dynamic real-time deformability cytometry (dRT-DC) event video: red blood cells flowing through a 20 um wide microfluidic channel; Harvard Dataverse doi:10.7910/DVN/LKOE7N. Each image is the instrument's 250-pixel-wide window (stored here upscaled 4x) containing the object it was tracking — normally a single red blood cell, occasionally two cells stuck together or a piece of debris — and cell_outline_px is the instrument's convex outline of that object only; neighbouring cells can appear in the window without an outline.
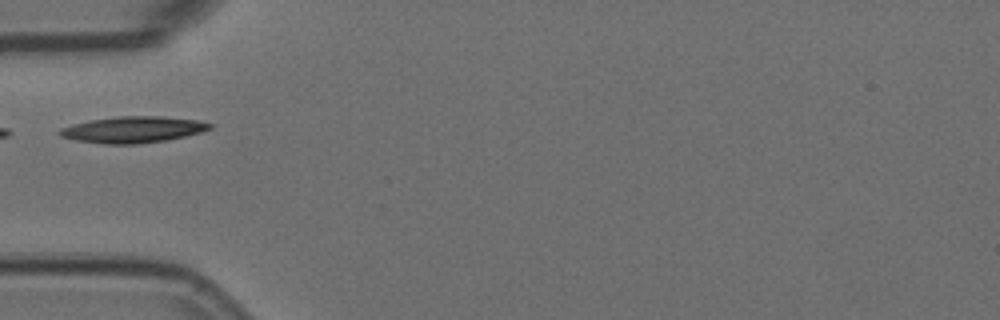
{"species": "Egyptian fruit bat (a non-hibernating species)", "species_latin": "Rousettus aegyptiacus", "temperature_condition": "room temperature", "stored_images_in_passage": 1, "camera_frame_rate_fps": 3000, "um_per_image_px": 0.085, "animal": {"sex": "female"}, "frame": {"image": 1, "passage_image": 1, "time_ms": 0.0, "image_size_px": [1000, 320], "cell_outline_px": [[212, 128], [200, 132], [168, 140], [136, 144], [104, 144], [76, 140], [60, 136], [56, 132], [60, 128], [72, 124], [88, 120], [120, 116], [160, 116], [200, 120], [212, 124]], "centroid_in_image_um": [11.27, 11.01], "position_along_channel_um": 73.7, "area_um2": 23.12}}